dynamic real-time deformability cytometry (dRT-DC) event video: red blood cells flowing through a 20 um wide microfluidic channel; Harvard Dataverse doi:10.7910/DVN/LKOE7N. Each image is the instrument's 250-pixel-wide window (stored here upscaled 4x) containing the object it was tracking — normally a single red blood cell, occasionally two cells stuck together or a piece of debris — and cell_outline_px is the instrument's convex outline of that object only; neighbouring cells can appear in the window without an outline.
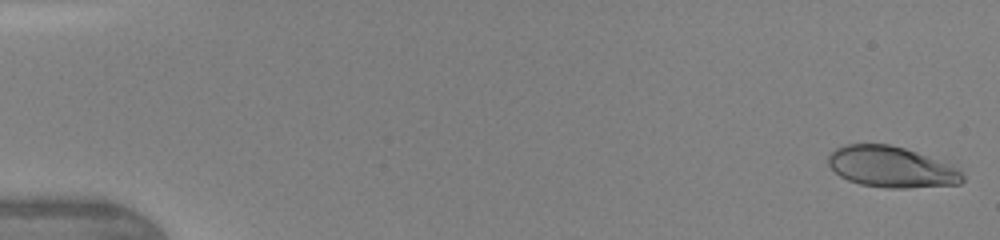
{"species": "human", "species_latin": "Homo sapiens", "temperature_condition": "warm", "stored_images_in_passage": 46, "camera_frame_rate_fps": 3000, "um_per_image_px": 0.085, "donor": {"sex": "female"}, "frame": {"image": 1, "passage_image": 1, "time_ms": 0.0, "image_size_px": [1000, 240], "cell_outline_px": [[964, 180], [960, 184], [908, 188], [888, 188], [860, 184], [848, 180], [840, 176], [828, 164], [828, 156], [836, 148], [848, 144], [888, 144], [904, 148], [952, 164], [964, 176]], "centroid_in_image_um": [75.78, 14.2], "position_along_channel_um": 9.2, "area_um2": 31.96}}
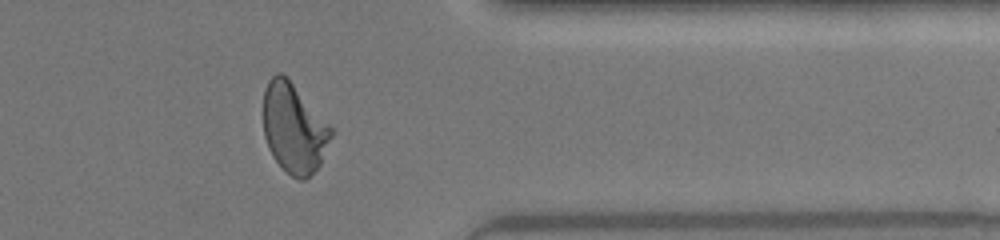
{"frame": {"image": 2, "passage_image": 38, "time_ms": 12.333, "image_size_px": [1000, 240], "cell_outline_px": [[332, 136], [320, 164], [304, 180], [300, 180], [292, 176], [272, 156], [268, 148], [264, 136], [264, 88], [268, 80], [276, 72], [280, 72], [288, 76], [332, 128]], "centroid_in_image_um": [24.97, 10.85], "position_along_channel_um": 386.4, "area_um2": 35.26}}
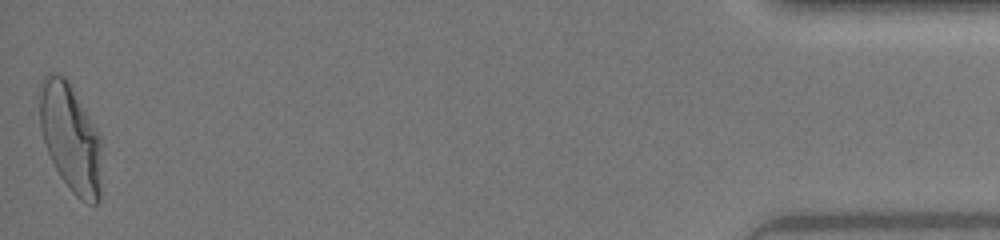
{"frame": {"image": 3, "passage_image": 46, "time_ms": 15.0, "image_size_px": [1000, 240], "cell_outline_px": [[100, 200], [96, 204], [92, 204], [80, 200], [72, 192], [60, 176], [48, 152], [44, 140], [40, 124], [40, 80], [48, 72], [64, 76], [68, 80], [100, 136]], "centroid_in_image_um": [5.99, 11.71], "position_along_channel_um": 429.2, "area_um2": 38.61}, "authors_computed_cell_mechanics": {"area_um2": 34.8245, "velocity_mm_per_s": 4.3954, "shape_relaxation_time_tau1_ms": 3.7134, "shape_relaxation_time_tau2_ms": null, "deformation_change_tau1": 0.1831, "deformation_change_tau2": null}}